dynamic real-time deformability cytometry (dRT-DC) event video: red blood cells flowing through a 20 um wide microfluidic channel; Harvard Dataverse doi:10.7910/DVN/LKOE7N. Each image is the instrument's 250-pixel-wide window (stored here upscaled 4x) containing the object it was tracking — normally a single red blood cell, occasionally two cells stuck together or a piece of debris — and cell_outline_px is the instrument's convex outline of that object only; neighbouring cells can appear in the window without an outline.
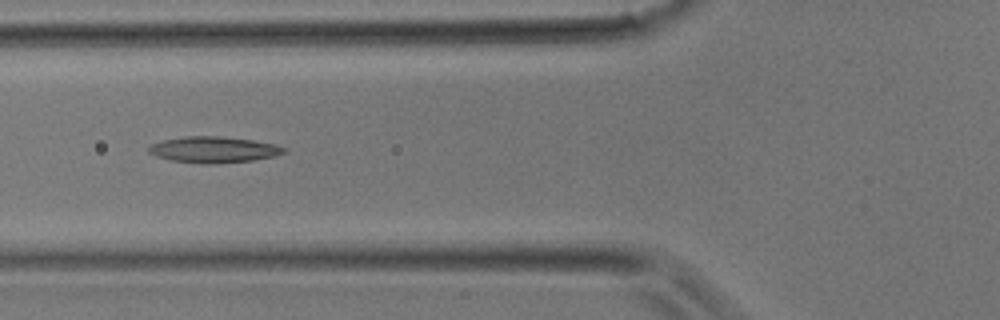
{"species": "common noctule bat (a hibernating species)", "species_latin": "Nyctalus noctula", "temperature_condition": "room temperature", "stored_images_in_passage": 15, "camera_frame_rate_fps": 3000, "um_per_image_px": 0.085, "animal": {"sex": "male", "body_mass_g": 17.9}, "frame": {"image": 1, "passage_image": 13, "time_ms": 4.0, "image_size_px": [1000, 320], "cell_outline_px": [[288, 152], [276, 156], [252, 160], [212, 164], [204, 164], [172, 160], [156, 156], [148, 152], [148, 148], [152, 144], [164, 140], [184, 136], [220, 136], [252, 140], [276, 144], [288, 148]], "centroid_in_image_um": [18.22, 12.72], "position_along_channel_um": 107.6, "area_um2": 20.63}}